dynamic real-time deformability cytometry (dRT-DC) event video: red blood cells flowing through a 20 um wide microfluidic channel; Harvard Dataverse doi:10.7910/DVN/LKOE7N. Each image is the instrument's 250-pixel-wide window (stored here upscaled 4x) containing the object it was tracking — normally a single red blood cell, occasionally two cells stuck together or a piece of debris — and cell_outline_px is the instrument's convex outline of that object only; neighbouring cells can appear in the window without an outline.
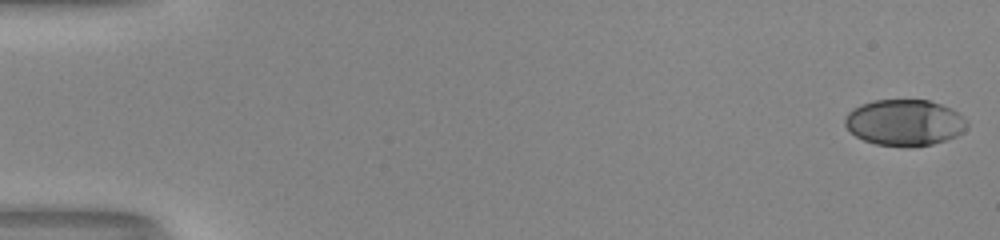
{"species": "human", "species_latin": "Homo sapiens", "temperature_condition": "room temperature", "stored_images_in_passage": 53, "camera_frame_rate_fps": 3000, "um_per_image_px": 0.085, "donor": {"sex": "male"}, "frame": {"image": 1, "passage_image": 1, "time_ms": 0.0, "image_size_px": [1000, 240], "cell_outline_px": [[968, 124], [964, 132], [956, 136], [932, 144], [904, 148], [876, 144], [864, 140], [856, 136], [844, 124], [844, 120], [848, 112], [852, 108], [860, 104], [872, 100], [928, 100], [952, 108], [964, 116], [968, 120]], "centroid_in_image_um": [76.9, 10.42], "position_along_channel_um": 8.1, "area_um2": 33.23}}
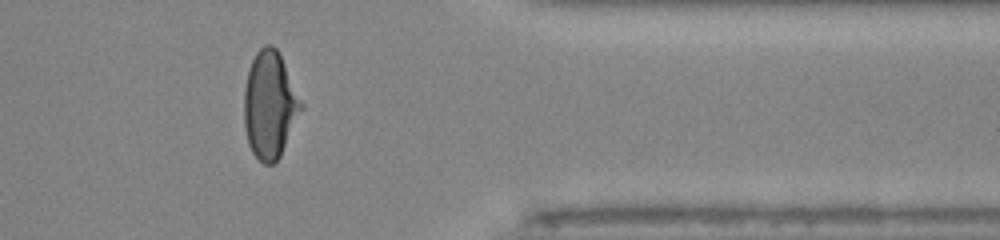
{"frame": {"image": 2, "passage_image": 44, "time_ms": 14.333, "image_size_px": [1000, 240], "cell_outline_px": [[304, 108], [280, 156], [272, 164], [264, 164], [252, 152], [248, 144], [244, 124], [244, 88], [248, 72], [252, 60], [256, 52], [264, 44], [272, 44], [280, 52], [304, 104]], "centroid_in_image_um": [22.95, 8.89], "position_along_channel_um": 388.4, "area_um2": 36.01}}
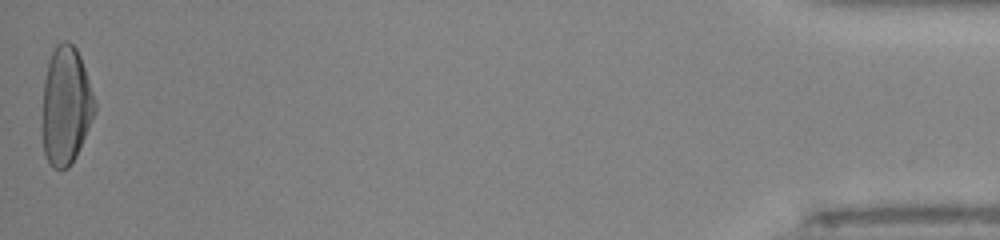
{"frame": {"image": 3, "passage_image": 53, "time_ms": 17.333, "image_size_px": [1000, 240], "cell_outline_px": [[96, 112], [76, 156], [68, 168], [56, 168], [44, 156], [44, 80], [48, 64], [52, 52], [56, 44], [64, 40], [68, 40], [76, 48], [80, 56], [96, 104]], "centroid_in_image_um": [5.62, 8.96], "position_along_channel_um": 429.6, "area_um2": 35.32}, "authors_computed_cell_mechanics": {"area_um2": 34.2754, "velocity_mm_per_s": 4.0429, "shape_relaxation_time_tau1_ms": 4.7232, "shape_relaxation_time_tau2_ms": 0.7612, "deformation_change_tau1": 0.2249, "deformation_change_tau2": 0.0453}}